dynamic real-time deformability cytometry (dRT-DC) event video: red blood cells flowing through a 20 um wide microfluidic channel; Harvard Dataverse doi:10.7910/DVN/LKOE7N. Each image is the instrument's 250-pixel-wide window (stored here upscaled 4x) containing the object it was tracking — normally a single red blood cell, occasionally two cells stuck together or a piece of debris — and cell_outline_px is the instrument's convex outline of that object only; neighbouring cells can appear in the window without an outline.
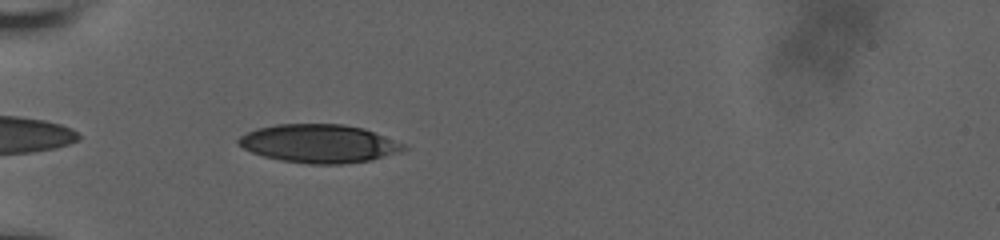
{"species": "human", "species_latin": "Homo sapiens", "temperature_condition": "room temperature", "stored_images_in_passage": 39, "camera_frame_rate_fps": 3000, "um_per_image_px": 0.085, "donor": {"sex": "male"}, "frame": {"image": 1, "passage_image": 2, "time_ms": 0.333, "image_size_px": [1000, 240], "cell_outline_px": [[408, 148], [400, 152], [372, 160], [340, 164], [308, 164], [280, 160], [264, 156], [252, 152], [236, 144], [236, 140], [240, 136], [256, 128], [276, 124], [344, 124], [364, 128], [404, 144]], "centroid_in_image_um": [27.1, 12.2], "position_along_channel_um": 57.9, "area_um2": 36.99}}
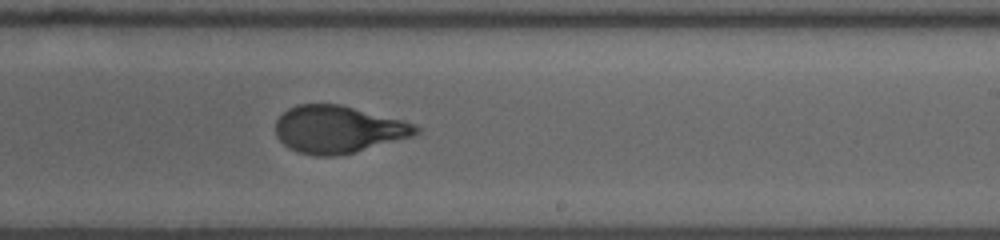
{"frame": {"image": 2, "passage_image": 19, "time_ms": 6.0, "image_size_px": [1000, 240], "cell_outline_px": [[420, 132], [412, 136], [352, 152], [336, 156], [316, 156], [300, 152], [288, 148], [276, 136], [276, 120], [288, 108], [296, 104], [340, 104], [404, 120], [416, 124], [420, 128]], "centroid_in_image_um": [28.73, 10.98], "position_along_channel_um": 260.3, "area_um2": 38.55}}
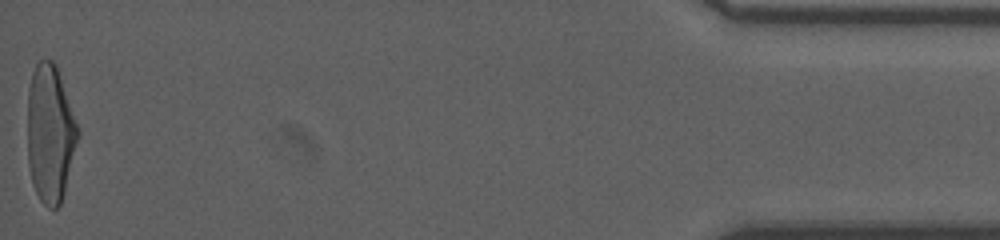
{"frame": {"image": 3, "passage_image": 39, "time_ms": 12.667, "image_size_px": [1000, 240], "cell_outline_px": [[80, 136], [64, 192], [60, 204], [56, 208], [48, 208], [40, 200], [32, 184], [28, 164], [28, 88], [32, 72], [36, 64], [40, 60], [52, 60], [56, 64], [80, 128]], "centroid_in_image_um": [4.28, 11.34], "position_along_channel_um": 430.9, "area_um2": 40.86}, "authors_computed_cell_mechanics": {"area_um2": 39.1306, "velocity_mm_per_s": 3.8286, "shape_relaxation_time_tau1_ms": 3.6194, "shape_relaxation_time_tau2_ms": null, "deformation_change_tau1": 0.1891, "deformation_change_tau2": null}}